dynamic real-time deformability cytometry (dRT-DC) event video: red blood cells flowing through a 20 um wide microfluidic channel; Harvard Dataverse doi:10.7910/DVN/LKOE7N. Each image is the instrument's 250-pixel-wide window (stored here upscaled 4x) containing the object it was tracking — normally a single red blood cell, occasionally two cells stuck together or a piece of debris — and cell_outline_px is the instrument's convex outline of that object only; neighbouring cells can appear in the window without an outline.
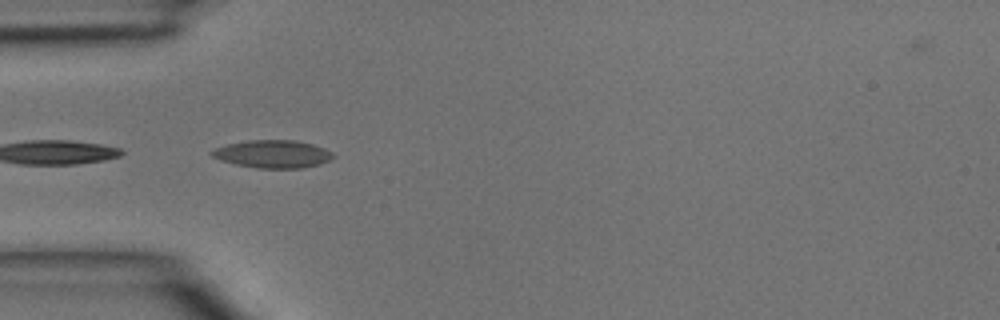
{"species": "common noctule bat (a hibernating species)", "species_latin": "Nyctalus noctula", "temperature_condition": "room temperature", "stored_images_in_passage": 3, "camera_frame_rate_fps": 3000, "um_per_image_px": 0.085, "animal": {"sex": "male", "body_mass_g": 15.6}, "frame": {"image": 1, "passage_image": 3, "time_ms": 0.667, "image_size_px": [1000, 320], "cell_outline_px": [[336, 156], [320, 164], [300, 168], [256, 168], [236, 164], [220, 160], [212, 156], [208, 152], [216, 148], [228, 144], [248, 140], [296, 140], [312, 144], [324, 148], [332, 152]], "centroid_in_image_um": [23.18, 13.09], "position_along_channel_um": 61.8, "area_um2": 19.59}}